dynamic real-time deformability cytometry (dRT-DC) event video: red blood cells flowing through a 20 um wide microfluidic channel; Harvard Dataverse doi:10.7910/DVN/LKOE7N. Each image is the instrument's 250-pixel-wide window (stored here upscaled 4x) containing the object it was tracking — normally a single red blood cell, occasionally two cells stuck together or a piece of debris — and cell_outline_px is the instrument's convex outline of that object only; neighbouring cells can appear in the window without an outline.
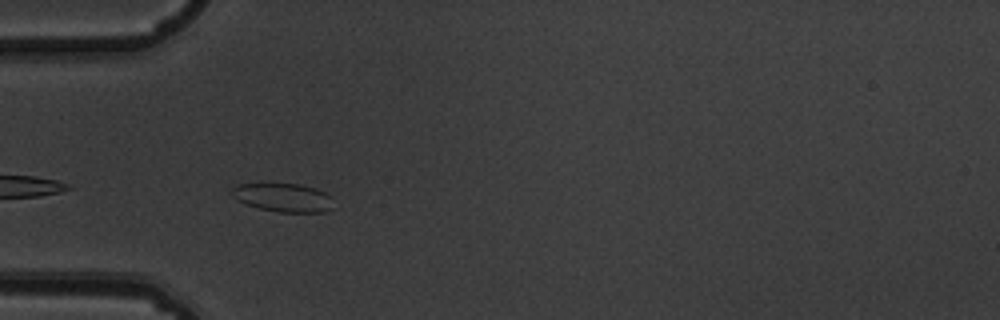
{"species": "common noctule bat (a hibernating species)", "species_latin": "Nyctalus noctula", "temperature_condition": "warm", "stored_images_in_passage": 4, "camera_frame_rate_fps": 3000, "um_per_image_px": 0.085, "animal": {"sex": "male", "body_mass_g": 19.5, "forearm_length_mm": 54.6}, "frame": {"image": 1, "passage_image": 3, "time_ms": 0.667, "image_size_px": [1000, 320], "cell_outline_px": [[332, 208], [324, 212], [280, 212], [260, 208], [244, 204], [236, 200], [232, 196], [232, 188], [240, 184], [300, 184], [316, 188], [332, 196]], "centroid_in_image_um": [24.09, 16.79], "position_along_channel_um": 60.9, "area_um2": 16.88}}
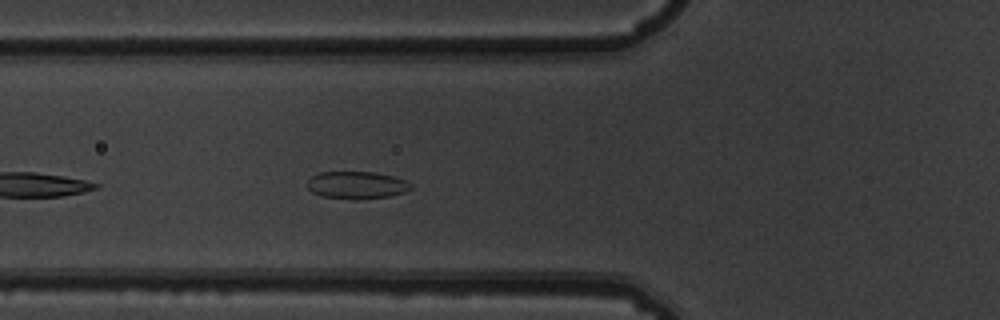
{"frame": {"image": 2, "passage_image": 4, "time_ms": 1.0, "image_size_px": [1000, 320], "cell_outline_px": [[412, 188], [404, 192], [388, 196], [356, 200], [320, 196], [312, 192], [308, 188], [308, 180], [312, 176], [320, 172], [372, 172], [392, 176], [404, 180], [412, 184]], "centroid_in_image_um": [30.3, 15.74], "position_along_channel_um": 95.5, "area_um2": 16.47}}